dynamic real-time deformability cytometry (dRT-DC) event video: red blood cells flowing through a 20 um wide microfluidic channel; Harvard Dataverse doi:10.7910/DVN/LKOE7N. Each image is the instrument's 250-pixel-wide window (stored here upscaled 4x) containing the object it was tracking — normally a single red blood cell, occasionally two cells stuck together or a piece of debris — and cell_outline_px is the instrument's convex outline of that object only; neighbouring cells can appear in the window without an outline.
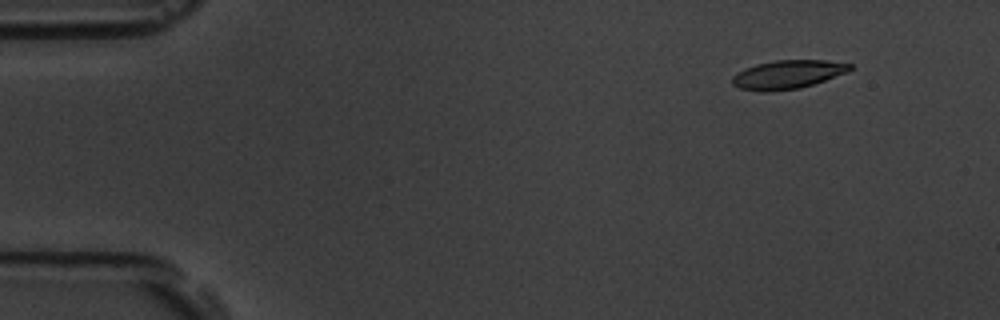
{"species": "common noctule bat (a hibernating species)", "species_latin": "Nyctalus noctula", "temperature_condition": "room temperature", "stored_images_in_passage": 5, "camera_frame_rate_fps": 3000, "um_per_image_px": 0.085, "animal": {"sex": "male", "body_mass_g": 19.5, "forearm_length_mm": 54.6}, "frame": {"image": 1, "passage_image": 2, "time_ms": 1.0, "image_size_px": [1000, 320], "cell_outline_px": [[852, 68], [848, 72], [800, 88], [768, 92], [760, 92], [740, 88], [732, 84], [732, 76], [744, 68], [756, 64], [776, 60], [824, 60], [852, 64]], "centroid_in_image_um": [66.92, 6.33], "position_along_channel_um": 18.1, "area_um2": 19.59}}
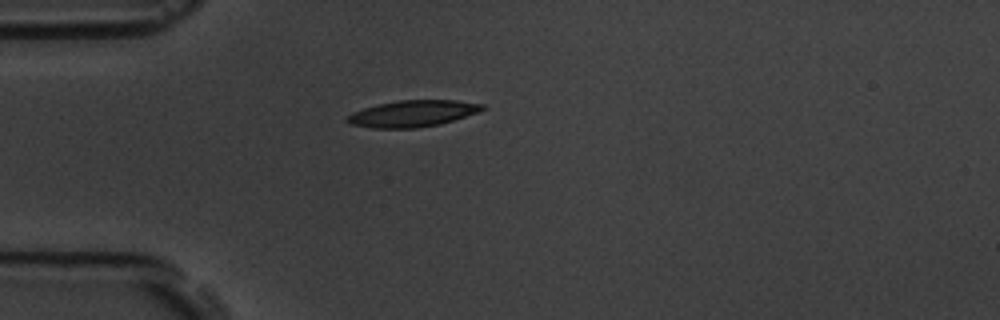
{"frame": {"image": 2, "passage_image": 5, "time_ms": 4.333, "image_size_px": [1000, 320], "cell_outline_px": [[484, 108], [476, 112], [440, 124], [416, 128], [372, 128], [348, 124], [344, 120], [348, 116], [364, 108], [380, 104], [400, 100], [456, 100], [484, 104]], "centroid_in_image_um": [35.04, 9.66], "position_along_channel_um": 50.0, "area_um2": 20.52}}